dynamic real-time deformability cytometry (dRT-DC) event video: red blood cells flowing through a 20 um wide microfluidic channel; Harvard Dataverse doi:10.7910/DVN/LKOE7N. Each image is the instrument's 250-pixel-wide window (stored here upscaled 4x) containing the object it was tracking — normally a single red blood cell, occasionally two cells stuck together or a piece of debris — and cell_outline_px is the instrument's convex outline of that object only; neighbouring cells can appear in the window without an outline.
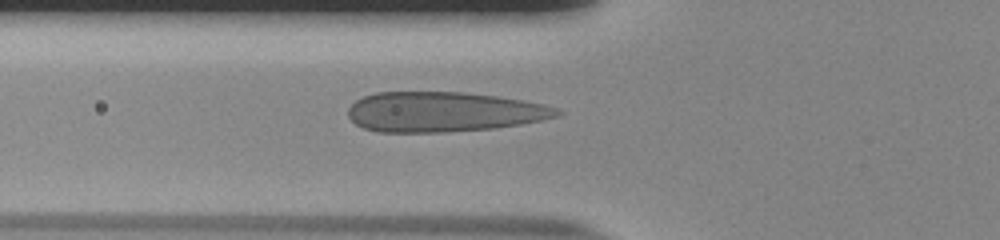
{"species": "human", "species_latin": "Homo sapiens", "temperature_condition": "room temperature", "stored_images_in_passage": 39, "camera_frame_rate_fps": 3000, "um_per_image_px": 0.085, "donor": {"sex": "male"}, "frame": {"image": 1, "passage_image": 5, "time_ms": 1.333, "image_size_px": [1000, 240], "cell_outline_px": [[564, 112], [560, 116], [520, 124], [496, 128], [444, 132], [376, 132], [364, 128], [356, 124], [348, 116], [348, 108], [356, 100], [364, 96], [376, 92], [464, 92], [496, 96], [524, 100], [544, 104], [556, 108]], "centroid_in_image_um": [37.71, 9.51], "position_along_channel_um": 88.1, "area_um2": 48.84}}
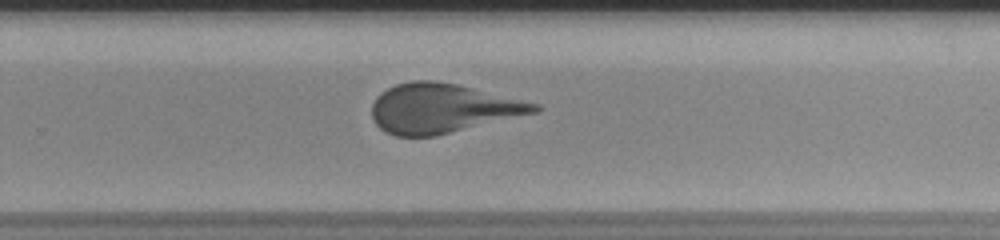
{"frame": {"image": 2, "passage_image": 21, "time_ms": 6.667, "image_size_px": [1000, 240], "cell_outline_px": [[540, 108], [536, 112], [436, 136], [396, 136], [384, 132], [376, 124], [372, 116], [372, 104], [376, 96], [380, 92], [396, 84], [412, 80], [432, 80], [456, 84], [540, 104]], "centroid_in_image_um": [37.55, 9.21], "position_along_channel_um": 292.3, "area_um2": 46.47}}
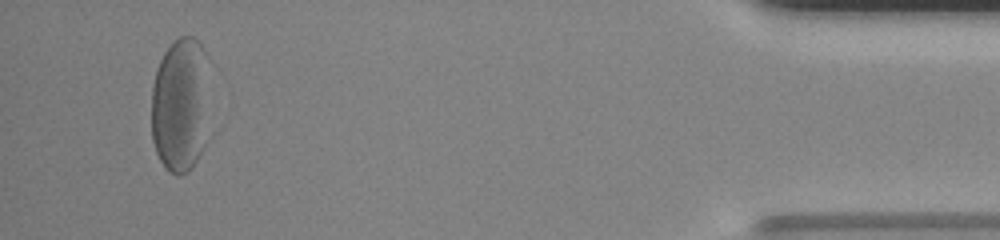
{"frame": {"image": 3, "passage_image": 36, "time_ms": 11.667, "image_size_px": [1000, 240], "cell_outline_px": [[208, 60], [204, 144], [196, 160], [188, 172], [180, 176], [176, 176], [164, 168], [156, 152], [152, 140], [152, 84], [156, 68], [164, 52], [180, 36], [192, 36], [204, 48], [208, 56]], "centroid_in_image_um": [15.3, 8.91], "position_along_channel_um": 419.9, "area_um2": 45.84}, "authors_computed_cell_mechanics": {"area_um2": 46.4712, "velocity_mm_per_s": 3.8099, "shape_relaxation_time_tau1_ms": 5.7775, "shape_relaxation_time_tau2_ms": null, "deformation_change_tau1": 0.2225, "deformation_change_tau2": null}}